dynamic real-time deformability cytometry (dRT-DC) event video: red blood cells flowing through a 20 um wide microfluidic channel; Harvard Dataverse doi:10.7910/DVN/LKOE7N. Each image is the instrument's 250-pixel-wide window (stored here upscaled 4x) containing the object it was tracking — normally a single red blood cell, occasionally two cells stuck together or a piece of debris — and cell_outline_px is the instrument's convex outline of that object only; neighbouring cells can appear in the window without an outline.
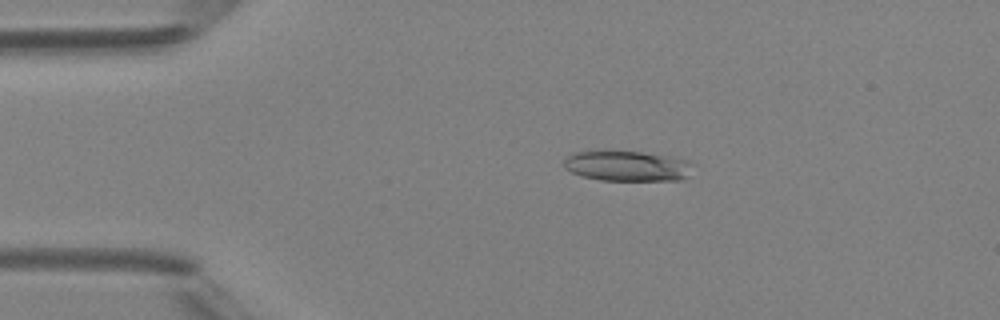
{"species": "Egyptian fruit bat (a non-hibernating species)", "species_latin": "Rousettus aegyptiacus", "temperature_condition": "room temperature", "stored_images_in_passage": 2, "camera_frame_rate_fps": 3000, "um_per_image_px": 0.085, "animal": {"sex": "female"}, "frame": {"image": 1, "passage_image": 1, "time_ms": 0.0, "image_size_px": [1000, 320], "cell_outline_px": [[692, 164], [688, 176], [680, 180], [600, 180], [580, 176], [564, 168], [564, 160], [568, 156], [576, 152], [604, 148], [640, 152], [668, 156], [692, 160]], "centroid_in_image_um": [53.27, 14.07], "position_along_channel_um": 31.7, "area_um2": 23.47}}